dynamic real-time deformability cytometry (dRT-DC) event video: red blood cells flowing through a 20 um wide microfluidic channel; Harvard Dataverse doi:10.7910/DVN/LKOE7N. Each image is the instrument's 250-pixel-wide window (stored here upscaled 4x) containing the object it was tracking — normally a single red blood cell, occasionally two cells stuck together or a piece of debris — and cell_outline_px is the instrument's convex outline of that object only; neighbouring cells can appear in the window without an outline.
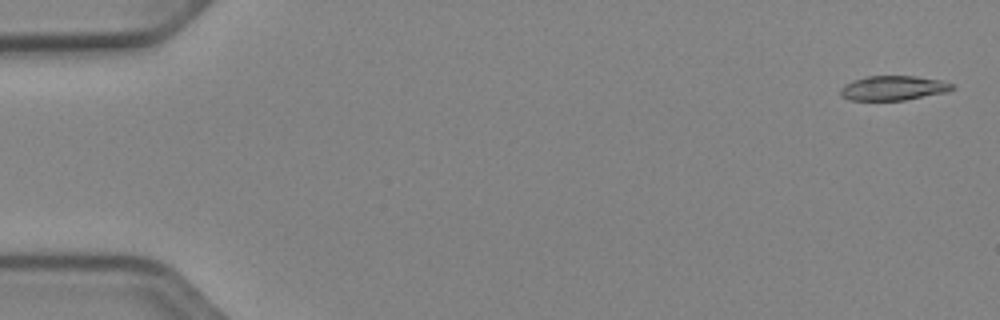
{"species": "Egyptian fruit bat (a non-hibernating species)", "species_latin": "Rousettus aegyptiacus", "temperature_condition": "cold", "stored_images_in_passage": 7, "camera_frame_rate_fps": 3000, "um_per_image_px": 0.085, "animal": {"sex": "female"}, "frame": {"image": 1, "passage_image": 2, "time_ms": 0.333, "image_size_px": [1000, 320], "cell_outline_px": [[956, 88], [948, 92], [904, 100], [848, 100], [840, 96], [840, 88], [844, 84], [852, 80], [868, 76], [916, 76], [940, 80], [956, 84]], "centroid_in_image_um": [75.94, 7.48], "position_along_channel_um": 9.1, "area_um2": 16.24}}